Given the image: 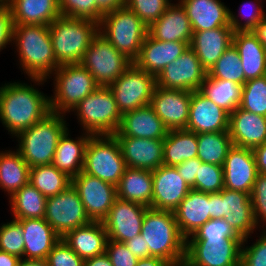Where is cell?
I'll use <instances>...</instances> for the list:
<instances>
[{
	"label": "cell",
	"instance_id": "cell-58",
	"mask_svg": "<svg viewBox=\"0 0 266 266\" xmlns=\"http://www.w3.org/2000/svg\"><path fill=\"white\" fill-rule=\"evenodd\" d=\"M256 161L257 172L266 175V142L252 149Z\"/></svg>",
	"mask_w": 266,
	"mask_h": 266
},
{
	"label": "cell",
	"instance_id": "cell-2",
	"mask_svg": "<svg viewBox=\"0 0 266 266\" xmlns=\"http://www.w3.org/2000/svg\"><path fill=\"white\" fill-rule=\"evenodd\" d=\"M12 43L18 63L28 78L52 79L59 67L53 51L49 25L14 24Z\"/></svg>",
	"mask_w": 266,
	"mask_h": 266
},
{
	"label": "cell",
	"instance_id": "cell-25",
	"mask_svg": "<svg viewBox=\"0 0 266 266\" xmlns=\"http://www.w3.org/2000/svg\"><path fill=\"white\" fill-rule=\"evenodd\" d=\"M228 131L233 145L253 149L266 142V117L238 107L229 115Z\"/></svg>",
	"mask_w": 266,
	"mask_h": 266
},
{
	"label": "cell",
	"instance_id": "cell-17",
	"mask_svg": "<svg viewBox=\"0 0 266 266\" xmlns=\"http://www.w3.org/2000/svg\"><path fill=\"white\" fill-rule=\"evenodd\" d=\"M192 92L156 86L150 106L171 130L186 129Z\"/></svg>",
	"mask_w": 266,
	"mask_h": 266
},
{
	"label": "cell",
	"instance_id": "cell-22",
	"mask_svg": "<svg viewBox=\"0 0 266 266\" xmlns=\"http://www.w3.org/2000/svg\"><path fill=\"white\" fill-rule=\"evenodd\" d=\"M222 219L242 238L258 228L252 207L250 194L230 189H222Z\"/></svg>",
	"mask_w": 266,
	"mask_h": 266
},
{
	"label": "cell",
	"instance_id": "cell-60",
	"mask_svg": "<svg viewBox=\"0 0 266 266\" xmlns=\"http://www.w3.org/2000/svg\"><path fill=\"white\" fill-rule=\"evenodd\" d=\"M84 266H113L109 256L106 254H101L99 256H94L92 258L84 260Z\"/></svg>",
	"mask_w": 266,
	"mask_h": 266
},
{
	"label": "cell",
	"instance_id": "cell-40",
	"mask_svg": "<svg viewBox=\"0 0 266 266\" xmlns=\"http://www.w3.org/2000/svg\"><path fill=\"white\" fill-rule=\"evenodd\" d=\"M197 157L203 163L224 165L229 149L233 146L229 131L198 133Z\"/></svg>",
	"mask_w": 266,
	"mask_h": 266
},
{
	"label": "cell",
	"instance_id": "cell-24",
	"mask_svg": "<svg viewBox=\"0 0 266 266\" xmlns=\"http://www.w3.org/2000/svg\"><path fill=\"white\" fill-rule=\"evenodd\" d=\"M168 131L152 107L146 105L124 113L114 136L164 140Z\"/></svg>",
	"mask_w": 266,
	"mask_h": 266
},
{
	"label": "cell",
	"instance_id": "cell-10",
	"mask_svg": "<svg viewBox=\"0 0 266 266\" xmlns=\"http://www.w3.org/2000/svg\"><path fill=\"white\" fill-rule=\"evenodd\" d=\"M242 238H187L188 266H240Z\"/></svg>",
	"mask_w": 266,
	"mask_h": 266
},
{
	"label": "cell",
	"instance_id": "cell-61",
	"mask_svg": "<svg viewBox=\"0 0 266 266\" xmlns=\"http://www.w3.org/2000/svg\"><path fill=\"white\" fill-rule=\"evenodd\" d=\"M136 266H173L170 262L159 257H148L139 259Z\"/></svg>",
	"mask_w": 266,
	"mask_h": 266
},
{
	"label": "cell",
	"instance_id": "cell-19",
	"mask_svg": "<svg viewBox=\"0 0 266 266\" xmlns=\"http://www.w3.org/2000/svg\"><path fill=\"white\" fill-rule=\"evenodd\" d=\"M152 208L174 211L191 188L174 166L161 165L152 171Z\"/></svg>",
	"mask_w": 266,
	"mask_h": 266
},
{
	"label": "cell",
	"instance_id": "cell-44",
	"mask_svg": "<svg viewBox=\"0 0 266 266\" xmlns=\"http://www.w3.org/2000/svg\"><path fill=\"white\" fill-rule=\"evenodd\" d=\"M262 3H264L262 0L243 2L241 7H239L238 15L229 9V23L233 31H253L266 18V10L263 9ZM238 18L243 19L240 20ZM243 20L244 22L242 23Z\"/></svg>",
	"mask_w": 266,
	"mask_h": 266
},
{
	"label": "cell",
	"instance_id": "cell-55",
	"mask_svg": "<svg viewBox=\"0 0 266 266\" xmlns=\"http://www.w3.org/2000/svg\"><path fill=\"white\" fill-rule=\"evenodd\" d=\"M202 161L198 157L184 161L181 164L176 165L180 176L185 180L191 189H194V183Z\"/></svg>",
	"mask_w": 266,
	"mask_h": 266
},
{
	"label": "cell",
	"instance_id": "cell-50",
	"mask_svg": "<svg viewBox=\"0 0 266 266\" xmlns=\"http://www.w3.org/2000/svg\"><path fill=\"white\" fill-rule=\"evenodd\" d=\"M250 197L252 201L255 222L258 228L260 229L263 228V230H266V175L265 174H260V173L257 174Z\"/></svg>",
	"mask_w": 266,
	"mask_h": 266
},
{
	"label": "cell",
	"instance_id": "cell-15",
	"mask_svg": "<svg viewBox=\"0 0 266 266\" xmlns=\"http://www.w3.org/2000/svg\"><path fill=\"white\" fill-rule=\"evenodd\" d=\"M206 75L207 72L202 68L196 53L188 47L160 72L156 77V86L193 92L200 89Z\"/></svg>",
	"mask_w": 266,
	"mask_h": 266
},
{
	"label": "cell",
	"instance_id": "cell-14",
	"mask_svg": "<svg viewBox=\"0 0 266 266\" xmlns=\"http://www.w3.org/2000/svg\"><path fill=\"white\" fill-rule=\"evenodd\" d=\"M91 221L102 222L117 199V186L81 171L72 178Z\"/></svg>",
	"mask_w": 266,
	"mask_h": 266
},
{
	"label": "cell",
	"instance_id": "cell-64",
	"mask_svg": "<svg viewBox=\"0 0 266 266\" xmlns=\"http://www.w3.org/2000/svg\"><path fill=\"white\" fill-rule=\"evenodd\" d=\"M18 266H48L46 260L20 259Z\"/></svg>",
	"mask_w": 266,
	"mask_h": 266
},
{
	"label": "cell",
	"instance_id": "cell-1",
	"mask_svg": "<svg viewBox=\"0 0 266 266\" xmlns=\"http://www.w3.org/2000/svg\"><path fill=\"white\" fill-rule=\"evenodd\" d=\"M32 83L5 82L0 87V121L8 134L16 137L41 121L50 112V97L40 91L46 79L29 78Z\"/></svg>",
	"mask_w": 266,
	"mask_h": 266
},
{
	"label": "cell",
	"instance_id": "cell-31",
	"mask_svg": "<svg viewBox=\"0 0 266 266\" xmlns=\"http://www.w3.org/2000/svg\"><path fill=\"white\" fill-rule=\"evenodd\" d=\"M62 239L83 260L105 253L108 240L102 222L90 223L68 231Z\"/></svg>",
	"mask_w": 266,
	"mask_h": 266
},
{
	"label": "cell",
	"instance_id": "cell-35",
	"mask_svg": "<svg viewBox=\"0 0 266 266\" xmlns=\"http://www.w3.org/2000/svg\"><path fill=\"white\" fill-rule=\"evenodd\" d=\"M152 171L126 167L117 185V198L152 208Z\"/></svg>",
	"mask_w": 266,
	"mask_h": 266
},
{
	"label": "cell",
	"instance_id": "cell-8",
	"mask_svg": "<svg viewBox=\"0 0 266 266\" xmlns=\"http://www.w3.org/2000/svg\"><path fill=\"white\" fill-rule=\"evenodd\" d=\"M51 76L54 90L49 97L51 112L54 113H70L99 87L92 74L81 64L61 65Z\"/></svg>",
	"mask_w": 266,
	"mask_h": 266
},
{
	"label": "cell",
	"instance_id": "cell-28",
	"mask_svg": "<svg viewBox=\"0 0 266 266\" xmlns=\"http://www.w3.org/2000/svg\"><path fill=\"white\" fill-rule=\"evenodd\" d=\"M173 212L180 233L189 238L211 219L209 193L191 189Z\"/></svg>",
	"mask_w": 266,
	"mask_h": 266
},
{
	"label": "cell",
	"instance_id": "cell-62",
	"mask_svg": "<svg viewBox=\"0 0 266 266\" xmlns=\"http://www.w3.org/2000/svg\"><path fill=\"white\" fill-rule=\"evenodd\" d=\"M19 262L18 256L0 251V266H18Z\"/></svg>",
	"mask_w": 266,
	"mask_h": 266
},
{
	"label": "cell",
	"instance_id": "cell-11",
	"mask_svg": "<svg viewBox=\"0 0 266 266\" xmlns=\"http://www.w3.org/2000/svg\"><path fill=\"white\" fill-rule=\"evenodd\" d=\"M132 63L98 32L80 64L92 74L99 87H109Z\"/></svg>",
	"mask_w": 266,
	"mask_h": 266
},
{
	"label": "cell",
	"instance_id": "cell-32",
	"mask_svg": "<svg viewBox=\"0 0 266 266\" xmlns=\"http://www.w3.org/2000/svg\"><path fill=\"white\" fill-rule=\"evenodd\" d=\"M232 44L240 55L245 82L266 75V49L253 31H236Z\"/></svg>",
	"mask_w": 266,
	"mask_h": 266
},
{
	"label": "cell",
	"instance_id": "cell-34",
	"mask_svg": "<svg viewBox=\"0 0 266 266\" xmlns=\"http://www.w3.org/2000/svg\"><path fill=\"white\" fill-rule=\"evenodd\" d=\"M14 24L49 25L59 16V0H11Z\"/></svg>",
	"mask_w": 266,
	"mask_h": 266
},
{
	"label": "cell",
	"instance_id": "cell-3",
	"mask_svg": "<svg viewBox=\"0 0 266 266\" xmlns=\"http://www.w3.org/2000/svg\"><path fill=\"white\" fill-rule=\"evenodd\" d=\"M141 235L149 246L150 257H159L173 266L184 262L186 239L180 233L174 212L148 207Z\"/></svg>",
	"mask_w": 266,
	"mask_h": 266
},
{
	"label": "cell",
	"instance_id": "cell-66",
	"mask_svg": "<svg viewBox=\"0 0 266 266\" xmlns=\"http://www.w3.org/2000/svg\"><path fill=\"white\" fill-rule=\"evenodd\" d=\"M174 266H188L185 262H182V263H179L177 265H174Z\"/></svg>",
	"mask_w": 266,
	"mask_h": 266
},
{
	"label": "cell",
	"instance_id": "cell-9",
	"mask_svg": "<svg viewBox=\"0 0 266 266\" xmlns=\"http://www.w3.org/2000/svg\"><path fill=\"white\" fill-rule=\"evenodd\" d=\"M126 164L114 135H92L84 157L83 172L117 186Z\"/></svg>",
	"mask_w": 266,
	"mask_h": 266
},
{
	"label": "cell",
	"instance_id": "cell-51",
	"mask_svg": "<svg viewBox=\"0 0 266 266\" xmlns=\"http://www.w3.org/2000/svg\"><path fill=\"white\" fill-rule=\"evenodd\" d=\"M46 262L48 266H84V260L62 238L48 253Z\"/></svg>",
	"mask_w": 266,
	"mask_h": 266
},
{
	"label": "cell",
	"instance_id": "cell-26",
	"mask_svg": "<svg viewBox=\"0 0 266 266\" xmlns=\"http://www.w3.org/2000/svg\"><path fill=\"white\" fill-rule=\"evenodd\" d=\"M232 27H218L211 30L193 32L189 47L196 53L202 68L208 73L232 45Z\"/></svg>",
	"mask_w": 266,
	"mask_h": 266
},
{
	"label": "cell",
	"instance_id": "cell-42",
	"mask_svg": "<svg viewBox=\"0 0 266 266\" xmlns=\"http://www.w3.org/2000/svg\"><path fill=\"white\" fill-rule=\"evenodd\" d=\"M207 76L244 85L245 76L243 66L240 55L233 44L217 60L215 65L207 73Z\"/></svg>",
	"mask_w": 266,
	"mask_h": 266
},
{
	"label": "cell",
	"instance_id": "cell-36",
	"mask_svg": "<svg viewBox=\"0 0 266 266\" xmlns=\"http://www.w3.org/2000/svg\"><path fill=\"white\" fill-rule=\"evenodd\" d=\"M30 167L17 150L0 151V189L10 197L29 183Z\"/></svg>",
	"mask_w": 266,
	"mask_h": 266
},
{
	"label": "cell",
	"instance_id": "cell-65",
	"mask_svg": "<svg viewBox=\"0 0 266 266\" xmlns=\"http://www.w3.org/2000/svg\"><path fill=\"white\" fill-rule=\"evenodd\" d=\"M11 0H0V6H9Z\"/></svg>",
	"mask_w": 266,
	"mask_h": 266
},
{
	"label": "cell",
	"instance_id": "cell-4",
	"mask_svg": "<svg viewBox=\"0 0 266 266\" xmlns=\"http://www.w3.org/2000/svg\"><path fill=\"white\" fill-rule=\"evenodd\" d=\"M99 32V24L83 18L59 16L49 24V33L57 64H80L92 39Z\"/></svg>",
	"mask_w": 266,
	"mask_h": 266
},
{
	"label": "cell",
	"instance_id": "cell-20",
	"mask_svg": "<svg viewBox=\"0 0 266 266\" xmlns=\"http://www.w3.org/2000/svg\"><path fill=\"white\" fill-rule=\"evenodd\" d=\"M228 129L229 114L199 90L193 91L186 130L198 134L228 131Z\"/></svg>",
	"mask_w": 266,
	"mask_h": 266
},
{
	"label": "cell",
	"instance_id": "cell-45",
	"mask_svg": "<svg viewBox=\"0 0 266 266\" xmlns=\"http://www.w3.org/2000/svg\"><path fill=\"white\" fill-rule=\"evenodd\" d=\"M224 188L223 166L201 163L198 167L194 190L205 193H218Z\"/></svg>",
	"mask_w": 266,
	"mask_h": 266
},
{
	"label": "cell",
	"instance_id": "cell-57",
	"mask_svg": "<svg viewBox=\"0 0 266 266\" xmlns=\"http://www.w3.org/2000/svg\"><path fill=\"white\" fill-rule=\"evenodd\" d=\"M210 218L222 219V190L218 193H209Z\"/></svg>",
	"mask_w": 266,
	"mask_h": 266
},
{
	"label": "cell",
	"instance_id": "cell-63",
	"mask_svg": "<svg viewBox=\"0 0 266 266\" xmlns=\"http://www.w3.org/2000/svg\"><path fill=\"white\" fill-rule=\"evenodd\" d=\"M253 33L266 49V18L258 24Z\"/></svg>",
	"mask_w": 266,
	"mask_h": 266
},
{
	"label": "cell",
	"instance_id": "cell-46",
	"mask_svg": "<svg viewBox=\"0 0 266 266\" xmlns=\"http://www.w3.org/2000/svg\"><path fill=\"white\" fill-rule=\"evenodd\" d=\"M0 226V251L24 258V238L21 224L12 219Z\"/></svg>",
	"mask_w": 266,
	"mask_h": 266
},
{
	"label": "cell",
	"instance_id": "cell-5",
	"mask_svg": "<svg viewBox=\"0 0 266 266\" xmlns=\"http://www.w3.org/2000/svg\"><path fill=\"white\" fill-rule=\"evenodd\" d=\"M66 115L50 112L32 127L20 132L16 150L29 167L52 164L60 136L69 128Z\"/></svg>",
	"mask_w": 266,
	"mask_h": 266
},
{
	"label": "cell",
	"instance_id": "cell-37",
	"mask_svg": "<svg viewBox=\"0 0 266 266\" xmlns=\"http://www.w3.org/2000/svg\"><path fill=\"white\" fill-rule=\"evenodd\" d=\"M198 153L197 134L180 129L168 131L164 139L163 165L176 166L196 158Z\"/></svg>",
	"mask_w": 266,
	"mask_h": 266
},
{
	"label": "cell",
	"instance_id": "cell-53",
	"mask_svg": "<svg viewBox=\"0 0 266 266\" xmlns=\"http://www.w3.org/2000/svg\"><path fill=\"white\" fill-rule=\"evenodd\" d=\"M105 252L109 256L113 266H136L139 260L128 249L125 243L110 239L107 240Z\"/></svg>",
	"mask_w": 266,
	"mask_h": 266
},
{
	"label": "cell",
	"instance_id": "cell-12",
	"mask_svg": "<svg viewBox=\"0 0 266 266\" xmlns=\"http://www.w3.org/2000/svg\"><path fill=\"white\" fill-rule=\"evenodd\" d=\"M156 77L139 68L134 62L116 79L109 89L112 91L118 109L126 112L150 105Z\"/></svg>",
	"mask_w": 266,
	"mask_h": 266
},
{
	"label": "cell",
	"instance_id": "cell-23",
	"mask_svg": "<svg viewBox=\"0 0 266 266\" xmlns=\"http://www.w3.org/2000/svg\"><path fill=\"white\" fill-rule=\"evenodd\" d=\"M189 45V43L180 41H159L147 34L134 63L157 77L165 66L180 57Z\"/></svg>",
	"mask_w": 266,
	"mask_h": 266
},
{
	"label": "cell",
	"instance_id": "cell-27",
	"mask_svg": "<svg viewBox=\"0 0 266 266\" xmlns=\"http://www.w3.org/2000/svg\"><path fill=\"white\" fill-rule=\"evenodd\" d=\"M24 238V258L46 260L61 237L44 218L19 219Z\"/></svg>",
	"mask_w": 266,
	"mask_h": 266
},
{
	"label": "cell",
	"instance_id": "cell-13",
	"mask_svg": "<svg viewBox=\"0 0 266 266\" xmlns=\"http://www.w3.org/2000/svg\"><path fill=\"white\" fill-rule=\"evenodd\" d=\"M44 219L61 238L68 231L91 222L72 185L58 195L47 197Z\"/></svg>",
	"mask_w": 266,
	"mask_h": 266
},
{
	"label": "cell",
	"instance_id": "cell-30",
	"mask_svg": "<svg viewBox=\"0 0 266 266\" xmlns=\"http://www.w3.org/2000/svg\"><path fill=\"white\" fill-rule=\"evenodd\" d=\"M148 34L159 41H180L190 44L193 30L185 9L176 2L148 27Z\"/></svg>",
	"mask_w": 266,
	"mask_h": 266
},
{
	"label": "cell",
	"instance_id": "cell-52",
	"mask_svg": "<svg viewBox=\"0 0 266 266\" xmlns=\"http://www.w3.org/2000/svg\"><path fill=\"white\" fill-rule=\"evenodd\" d=\"M241 238L224 219H210L189 238Z\"/></svg>",
	"mask_w": 266,
	"mask_h": 266
},
{
	"label": "cell",
	"instance_id": "cell-29",
	"mask_svg": "<svg viewBox=\"0 0 266 266\" xmlns=\"http://www.w3.org/2000/svg\"><path fill=\"white\" fill-rule=\"evenodd\" d=\"M185 9L193 32L231 27L229 7L221 0H178Z\"/></svg>",
	"mask_w": 266,
	"mask_h": 266
},
{
	"label": "cell",
	"instance_id": "cell-39",
	"mask_svg": "<svg viewBox=\"0 0 266 266\" xmlns=\"http://www.w3.org/2000/svg\"><path fill=\"white\" fill-rule=\"evenodd\" d=\"M8 199L13 219L44 218L47 197L30 182L13 193Z\"/></svg>",
	"mask_w": 266,
	"mask_h": 266
},
{
	"label": "cell",
	"instance_id": "cell-47",
	"mask_svg": "<svg viewBox=\"0 0 266 266\" xmlns=\"http://www.w3.org/2000/svg\"><path fill=\"white\" fill-rule=\"evenodd\" d=\"M172 0H126L131 9L148 27L157 21L172 4Z\"/></svg>",
	"mask_w": 266,
	"mask_h": 266
},
{
	"label": "cell",
	"instance_id": "cell-16",
	"mask_svg": "<svg viewBox=\"0 0 266 266\" xmlns=\"http://www.w3.org/2000/svg\"><path fill=\"white\" fill-rule=\"evenodd\" d=\"M147 208L139 203L117 198L107 217L102 221L108 239L124 243L141 234Z\"/></svg>",
	"mask_w": 266,
	"mask_h": 266
},
{
	"label": "cell",
	"instance_id": "cell-7",
	"mask_svg": "<svg viewBox=\"0 0 266 266\" xmlns=\"http://www.w3.org/2000/svg\"><path fill=\"white\" fill-rule=\"evenodd\" d=\"M71 112L77 116L82 131L91 135H114L122 118L109 87H98Z\"/></svg>",
	"mask_w": 266,
	"mask_h": 266
},
{
	"label": "cell",
	"instance_id": "cell-56",
	"mask_svg": "<svg viewBox=\"0 0 266 266\" xmlns=\"http://www.w3.org/2000/svg\"><path fill=\"white\" fill-rule=\"evenodd\" d=\"M124 243L138 259L150 257L149 246L145 244L144 238L141 234L134 236L132 239L126 240Z\"/></svg>",
	"mask_w": 266,
	"mask_h": 266
},
{
	"label": "cell",
	"instance_id": "cell-6",
	"mask_svg": "<svg viewBox=\"0 0 266 266\" xmlns=\"http://www.w3.org/2000/svg\"><path fill=\"white\" fill-rule=\"evenodd\" d=\"M99 33L134 62L148 34V26L124 5L102 16Z\"/></svg>",
	"mask_w": 266,
	"mask_h": 266
},
{
	"label": "cell",
	"instance_id": "cell-18",
	"mask_svg": "<svg viewBox=\"0 0 266 266\" xmlns=\"http://www.w3.org/2000/svg\"><path fill=\"white\" fill-rule=\"evenodd\" d=\"M223 171L225 189L251 195L258 174L252 149L233 145L225 158Z\"/></svg>",
	"mask_w": 266,
	"mask_h": 266
},
{
	"label": "cell",
	"instance_id": "cell-43",
	"mask_svg": "<svg viewBox=\"0 0 266 266\" xmlns=\"http://www.w3.org/2000/svg\"><path fill=\"white\" fill-rule=\"evenodd\" d=\"M239 107L266 117V75L244 83Z\"/></svg>",
	"mask_w": 266,
	"mask_h": 266
},
{
	"label": "cell",
	"instance_id": "cell-33",
	"mask_svg": "<svg viewBox=\"0 0 266 266\" xmlns=\"http://www.w3.org/2000/svg\"><path fill=\"white\" fill-rule=\"evenodd\" d=\"M69 131L67 128L60 136L52 165L73 178L83 170L85 150L92 135L83 132L78 138L72 139Z\"/></svg>",
	"mask_w": 266,
	"mask_h": 266
},
{
	"label": "cell",
	"instance_id": "cell-59",
	"mask_svg": "<svg viewBox=\"0 0 266 266\" xmlns=\"http://www.w3.org/2000/svg\"><path fill=\"white\" fill-rule=\"evenodd\" d=\"M98 11L104 15L126 4V0H95Z\"/></svg>",
	"mask_w": 266,
	"mask_h": 266
},
{
	"label": "cell",
	"instance_id": "cell-48",
	"mask_svg": "<svg viewBox=\"0 0 266 266\" xmlns=\"http://www.w3.org/2000/svg\"><path fill=\"white\" fill-rule=\"evenodd\" d=\"M59 8L62 16L89 19L98 24L103 16L95 0H59Z\"/></svg>",
	"mask_w": 266,
	"mask_h": 266
},
{
	"label": "cell",
	"instance_id": "cell-21",
	"mask_svg": "<svg viewBox=\"0 0 266 266\" xmlns=\"http://www.w3.org/2000/svg\"><path fill=\"white\" fill-rule=\"evenodd\" d=\"M126 167L154 171L163 165L164 140L115 136Z\"/></svg>",
	"mask_w": 266,
	"mask_h": 266
},
{
	"label": "cell",
	"instance_id": "cell-54",
	"mask_svg": "<svg viewBox=\"0 0 266 266\" xmlns=\"http://www.w3.org/2000/svg\"><path fill=\"white\" fill-rule=\"evenodd\" d=\"M13 18L9 6H0V51L12 44Z\"/></svg>",
	"mask_w": 266,
	"mask_h": 266
},
{
	"label": "cell",
	"instance_id": "cell-38",
	"mask_svg": "<svg viewBox=\"0 0 266 266\" xmlns=\"http://www.w3.org/2000/svg\"><path fill=\"white\" fill-rule=\"evenodd\" d=\"M243 85L206 75L199 91L229 115L239 107Z\"/></svg>",
	"mask_w": 266,
	"mask_h": 266
},
{
	"label": "cell",
	"instance_id": "cell-49",
	"mask_svg": "<svg viewBox=\"0 0 266 266\" xmlns=\"http://www.w3.org/2000/svg\"><path fill=\"white\" fill-rule=\"evenodd\" d=\"M261 233L251 246H245L248 237L242 240L240 266H266V230Z\"/></svg>",
	"mask_w": 266,
	"mask_h": 266
},
{
	"label": "cell",
	"instance_id": "cell-41",
	"mask_svg": "<svg viewBox=\"0 0 266 266\" xmlns=\"http://www.w3.org/2000/svg\"><path fill=\"white\" fill-rule=\"evenodd\" d=\"M29 182L45 197L58 195L72 185V178L52 164L30 167Z\"/></svg>",
	"mask_w": 266,
	"mask_h": 266
}]
</instances>
